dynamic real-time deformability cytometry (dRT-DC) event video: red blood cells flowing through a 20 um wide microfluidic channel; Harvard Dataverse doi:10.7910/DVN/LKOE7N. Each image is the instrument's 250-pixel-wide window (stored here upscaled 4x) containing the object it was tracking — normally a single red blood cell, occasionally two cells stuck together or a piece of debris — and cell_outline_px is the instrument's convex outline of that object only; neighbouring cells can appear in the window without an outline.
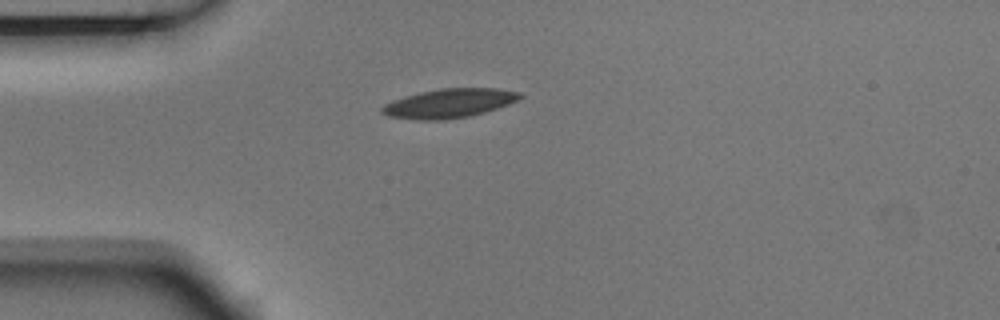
{"species": "Egyptian fruit bat (a non-hibernating species)", "species_latin": "Rousettus aegyptiacus", "temperature_condition": "room temperature", "stored_images_in_passage": 1, "camera_frame_rate_fps": 3000, "um_per_image_px": 0.085, "animal": {"sex": "male"}, "frame": {"image": 1, "passage_image": 1, "time_ms": 0.0, "image_size_px": [1000, 320], "cell_outline_px": [[524, 96], [508, 104], [484, 112], [468, 116], [436, 120], [420, 120], [388, 116], [380, 112], [380, 108], [384, 104], [392, 100], [404, 96], [420, 92], [440, 88], [500, 88], [520, 92]], "centroid_in_image_um": [38.15, 8.76], "position_along_channel_um": 46.8, "area_um2": 23.29}}